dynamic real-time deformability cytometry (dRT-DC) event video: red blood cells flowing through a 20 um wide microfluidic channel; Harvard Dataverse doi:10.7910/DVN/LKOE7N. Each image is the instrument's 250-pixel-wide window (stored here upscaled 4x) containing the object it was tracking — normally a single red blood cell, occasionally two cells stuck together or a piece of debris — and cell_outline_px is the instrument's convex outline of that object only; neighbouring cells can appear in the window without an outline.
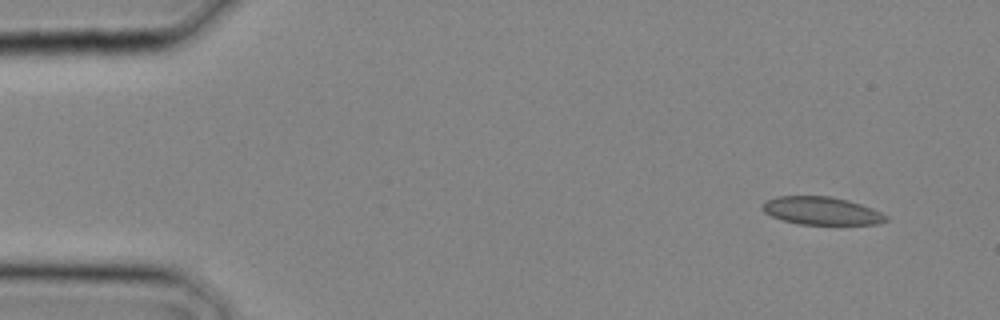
{"species": "common noctule bat (a hibernating species)", "species_latin": "Nyctalus noctula", "temperature_condition": "cold", "stored_images_in_passage": 6, "camera_frame_rate_fps": 3000, "um_per_image_px": 0.085, "animal": {"sex": "male", "body_mass_g": 20.4}, "frame": {"image": 1, "passage_image": 1, "time_ms": 0.0, "image_size_px": [1000, 320], "cell_outline_px": [[888, 220], [880, 224], [800, 224], [784, 220], [772, 216], [764, 212], [760, 208], [760, 204], [764, 200], [776, 196], [832, 196], [848, 200], [872, 208], [888, 216]], "centroid_in_image_um": [69.79, 17.91], "position_along_channel_um": 15.2, "area_um2": 20.23}}